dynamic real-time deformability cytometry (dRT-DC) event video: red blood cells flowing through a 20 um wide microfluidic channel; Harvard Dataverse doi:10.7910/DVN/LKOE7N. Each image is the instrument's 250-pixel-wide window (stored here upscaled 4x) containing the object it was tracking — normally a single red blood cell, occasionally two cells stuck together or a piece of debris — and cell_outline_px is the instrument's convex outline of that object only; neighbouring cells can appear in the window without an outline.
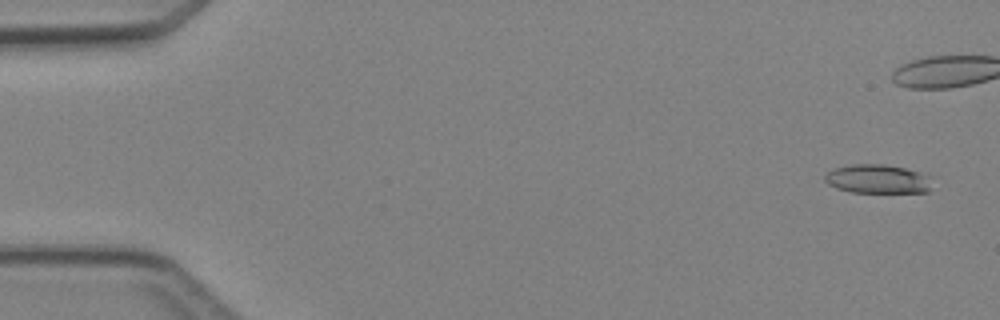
{"species": "Egyptian fruit bat (a non-hibernating species)", "species_latin": "Rousettus aegyptiacus", "temperature_condition": "cold", "stored_images_in_passage": 6, "camera_frame_rate_fps": 3000, "um_per_image_px": 0.085, "animal": {"sex": "female"}, "frame": {"image": 1, "passage_image": 1, "time_ms": 0.0, "image_size_px": [1000, 320], "cell_outline_px": [[932, 188], [928, 192], [852, 192], [836, 188], [828, 184], [824, 180], [824, 176], [828, 172], [836, 168], [852, 164], [884, 164], [904, 168], [932, 176]], "centroid_in_image_um": [74.64, 15.22], "position_along_channel_um": 10.4, "area_um2": 18.15}}
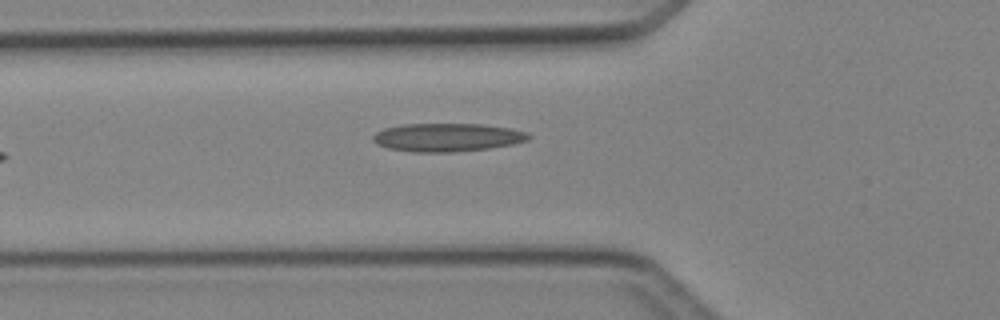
{"frame": {"image": 2, "passage_image": 6, "time_ms": 6.0, "image_size_px": [1000, 320], "cell_outline_px": [[532, 136], [528, 140], [512, 144], [488, 148], [452, 152], [412, 152], [388, 148], [376, 144], [372, 140], [372, 136], [376, 132], [384, 128], [404, 124], [480, 124], [508, 128], [528, 132]], "centroid_in_image_um": [37.99, 11.68], "position_along_channel_um": 87.8, "area_um2": 25.61}}